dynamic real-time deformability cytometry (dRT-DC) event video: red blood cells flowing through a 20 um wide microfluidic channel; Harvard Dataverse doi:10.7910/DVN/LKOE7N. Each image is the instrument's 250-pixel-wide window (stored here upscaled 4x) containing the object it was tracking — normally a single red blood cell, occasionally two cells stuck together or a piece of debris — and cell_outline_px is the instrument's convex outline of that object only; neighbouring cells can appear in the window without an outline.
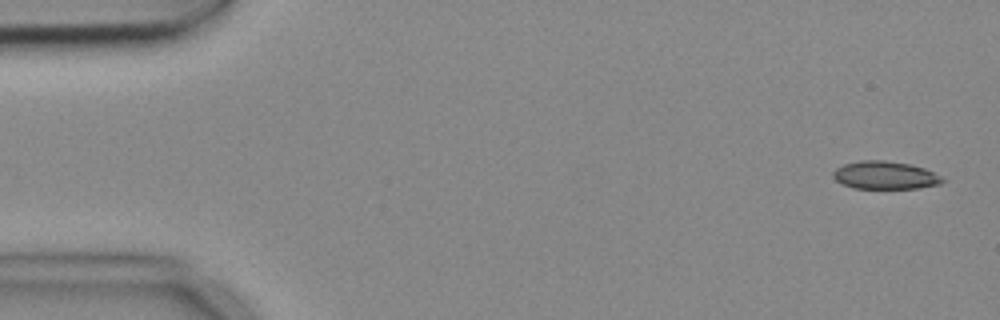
{"species": "common noctule bat (a hibernating species)", "species_latin": "Nyctalus noctula", "temperature_condition": "cold", "stored_images_in_passage": 8, "camera_frame_rate_fps": 3000, "um_per_image_px": 0.085, "animal": {"sex": "female", "body_mass_g": 18.4}, "frame": {"image": 1, "passage_image": 1, "time_ms": 0.0, "image_size_px": [1000, 320], "cell_outline_px": [[948, 180], [940, 184], [920, 188], [852, 188], [840, 184], [832, 176], [832, 172], [836, 168], [844, 164], [860, 160], [884, 160], [912, 164], [924, 168]], "centroid_in_image_um": [75.22, 14.89], "position_along_channel_um": 9.8, "area_um2": 17.98}}
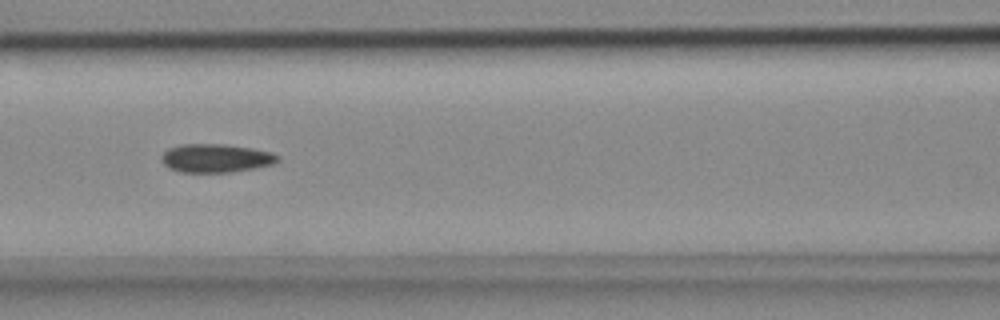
{"frame": {"image": 2, "passage_image": 7, "time_ms": 2.0, "image_size_px": [1000, 320], "cell_outline_px": [[280, 160], [272, 164], [232, 172], [180, 172], [168, 168], [160, 160], [160, 156], [168, 148], [180, 144], [220, 144], [252, 148], [272, 152], [280, 156]], "centroid_in_image_um": [18.31, 13.44], "position_along_channel_um": 148.3, "area_um2": 19.36}}
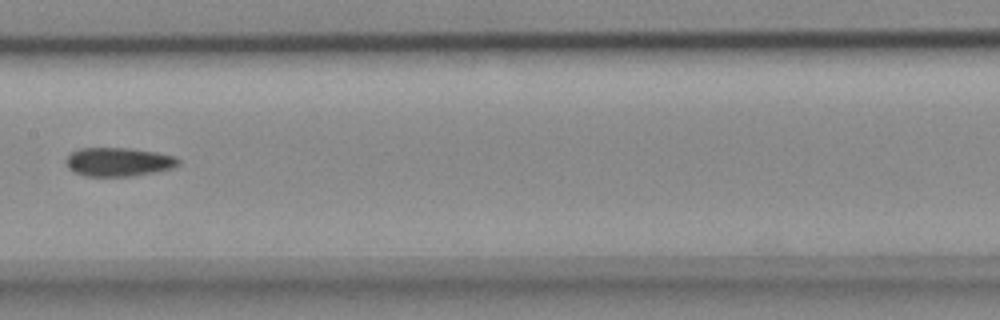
{"frame": {"image": 3, "passage_image": 8, "time_ms": 2.333, "image_size_px": [1000, 320], "cell_outline_px": [[180, 164], [172, 168], [156, 172], [132, 176], [84, 176], [68, 168], [64, 164], [64, 160], [72, 152], [80, 148], [128, 148], [156, 152], [176, 156], [180, 160]], "centroid_in_image_um": [10.07, 13.76], "position_along_channel_um": 197.3, "area_um2": 18.96}}